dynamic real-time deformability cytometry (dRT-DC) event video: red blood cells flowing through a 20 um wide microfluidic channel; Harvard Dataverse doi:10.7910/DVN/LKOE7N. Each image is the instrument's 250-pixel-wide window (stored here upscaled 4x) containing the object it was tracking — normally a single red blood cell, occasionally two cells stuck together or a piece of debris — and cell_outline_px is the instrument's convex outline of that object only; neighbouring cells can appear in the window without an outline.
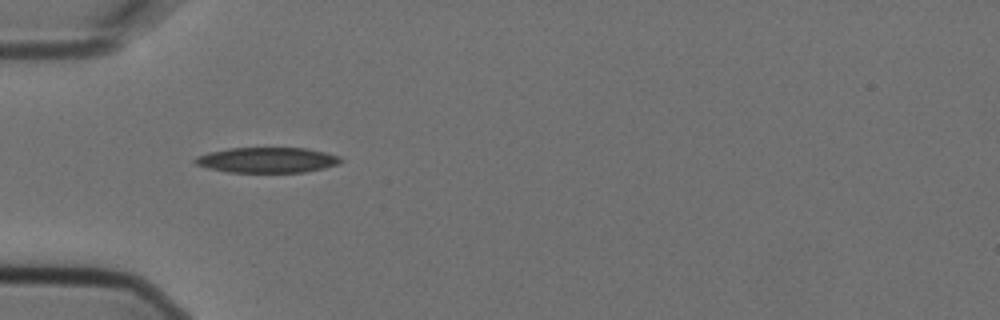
{"species": "Egyptian fruit bat (a non-hibernating species)", "species_latin": "Rousettus aegyptiacus", "temperature_condition": "cold", "stored_images_in_passage": 4, "camera_frame_rate_fps": 3000, "um_per_image_px": 0.085, "animal": {"sex": "female"}, "frame": {"image": 1, "passage_image": 3, "time_ms": 0.667, "image_size_px": [1000, 320], "cell_outline_px": [[344, 160], [336, 164], [324, 168], [304, 172], [228, 172], [208, 168], [196, 164], [192, 160], [196, 156], [208, 152], [228, 148], [304, 148], [324, 152], [340, 156]], "centroid_in_image_um": [22.68, 13.6], "position_along_channel_um": 62.3, "area_um2": 21.5}}
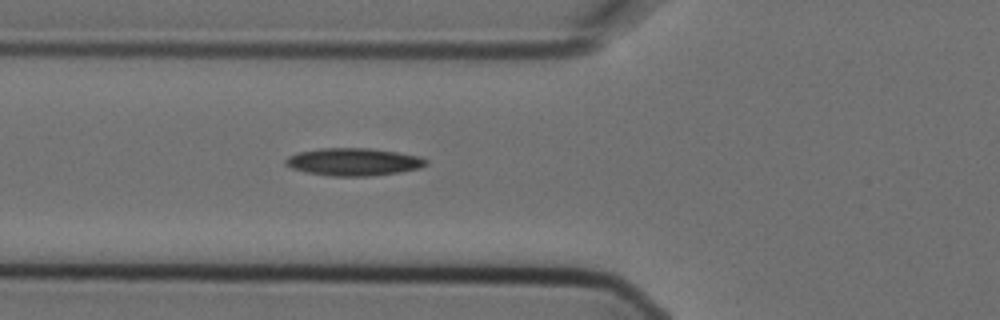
{"frame": {"image": 2, "passage_image": 4, "time_ms": 1.0, "image_size_px": [1000, 320], "cell_outline_px": [[428, 164], [420, 168], [400, 172], [372, 176], [332, 176], [304, 172], [292, 168], [284, 164], [284, 160], [288, 156], [296, 152], [320, 148], [368, 148], [396, 152], [420, 156], [428, 160]], "centroid_in_image_um": [30.03, 13.76], "position_along_channel_um": 95.8, "area_um2": 22.77}}